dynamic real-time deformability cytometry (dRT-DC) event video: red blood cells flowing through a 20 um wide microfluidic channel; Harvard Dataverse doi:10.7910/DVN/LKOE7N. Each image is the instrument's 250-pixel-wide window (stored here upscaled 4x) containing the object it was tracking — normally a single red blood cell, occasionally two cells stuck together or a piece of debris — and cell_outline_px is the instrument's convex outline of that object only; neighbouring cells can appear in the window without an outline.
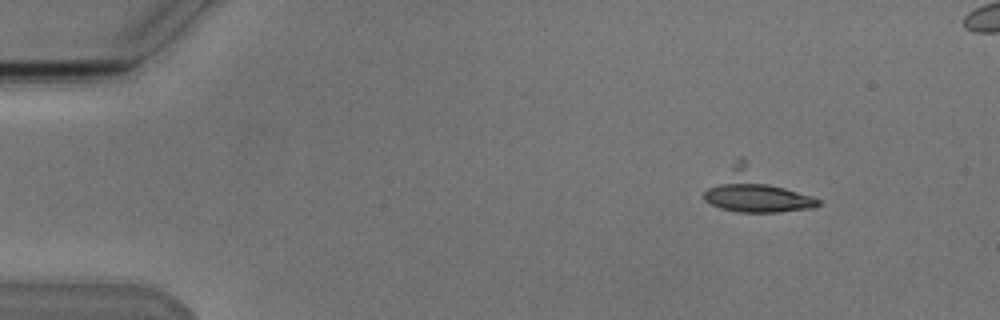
{"species": "Egyptian fruit bat (a non-hibernating species)", "species_latin": "Rousettus aegyptiacus", "temperature_condition": "cold", "stored_images_in_passage": 5, "camera_frame_rate_fps": 3000, "um_per_image_px": 0.085, "animal": {"sex": "male"}, "frame": {"image": 1, "passage_image": 2, "time_ms": 1.333, "image_size_px": [1000, 320], "cell_outline_px": [[820, 204], [816, 208], [780, 212], [740, 212], [720, 208], [704, 200], [704, 192], [740, 156], [820, 200]], "centroid_in_image_um": [64.29, 16.25], "position_along_channel_um": 20.7, "area_um2": 27.63}}